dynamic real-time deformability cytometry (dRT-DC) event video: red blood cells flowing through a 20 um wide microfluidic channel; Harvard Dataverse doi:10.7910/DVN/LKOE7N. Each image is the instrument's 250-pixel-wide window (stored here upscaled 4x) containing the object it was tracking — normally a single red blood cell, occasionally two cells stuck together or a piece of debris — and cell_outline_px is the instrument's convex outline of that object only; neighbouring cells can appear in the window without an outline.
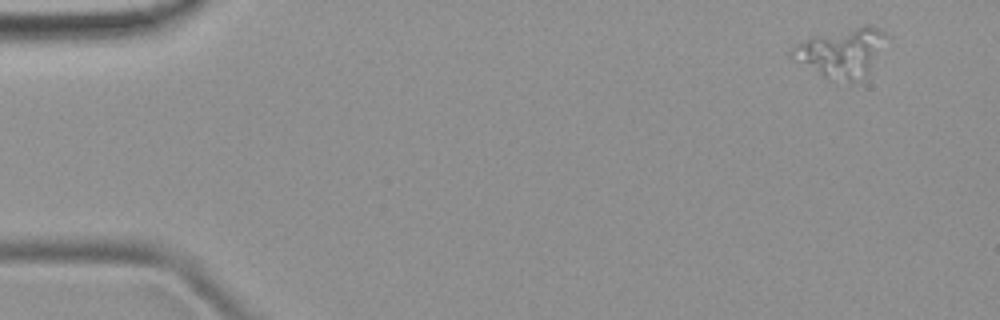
{"species": "common noctule bat (a hibernating species)", "species_latin": "Nyctalus noctula", "temperature_condition": "room temperature", "stored_images_in_passage": 5, "camera_frame_rate_fps": 3000, "um_per_image_px": 0.085, "animal": {"sex": "female", "body_mass_g": 19.9}, "frame": {"image": 1, "passage_image": 1, "time_ms": 0.0, "image_size_px": [1000, 320], "cell_outline_px": [[888, 36], [868, 68], [852, 80], [848, 80], [824, 76], [788, 56], [788, 52], [796, 44], [808, 40], [864, 24], [868, 24], [880, 28]], "centroid_in_image_um": [71.49, 4.39], "position_along_channel_um": 13.5, "area_um2": 24.91}}
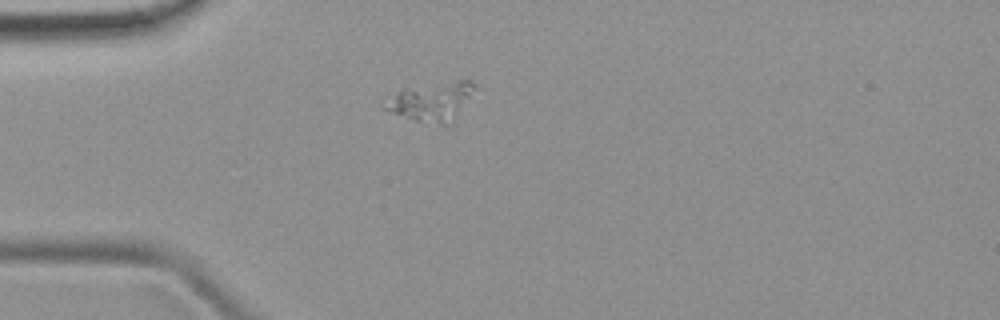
{"frame": {"image": 2, "passage_image": 4, "time_ms": 3.333, "image_size_px": [1000, 320], "cell_outline_px": [[476, 88], [452, 120], [448, 124], [440, 124], [416, 120], [392, 112], [384, 108], [380, 104], [380, 100], [400, 92], [460, 80], [468, 80], [476, 84]], "centroid_in_image_um": [36.66, 8.65], "position_along_channel_um": 48.3, "area_um2": 18.9}}